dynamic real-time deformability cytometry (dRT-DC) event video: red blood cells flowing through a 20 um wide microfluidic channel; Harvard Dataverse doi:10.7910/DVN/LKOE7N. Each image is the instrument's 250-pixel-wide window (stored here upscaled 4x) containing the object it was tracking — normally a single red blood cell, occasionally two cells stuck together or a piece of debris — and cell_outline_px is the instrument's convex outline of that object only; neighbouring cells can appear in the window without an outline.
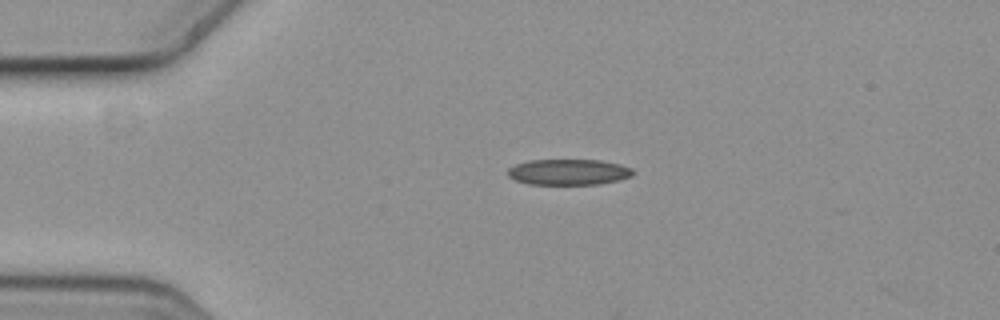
{"species": "common noctule bat (a hibernating species)", "species_latin": "Nyctalus noctula", "temperature_condition": "cold", "stored_images_in_passage": 4, "camera_frame_rate_fps": 3000, "um_per_image_px": 0.085, "animal": {"sex": "female", "body_mass_g": 19.3, "forearm_length_mm": 54.1}, "frame": {"image": 1, "passage_image": 2, "time_ms": 0.333, "image_size_px": [1000, 320], "cell_outline_px": [[636, 172], [632, 176], [620, 180], [600, 184], [528, 184], [516, 180], [508, 176], [508, 168], [516, 164], [528, 160], [600, 160], [620, 164], [632, 168]], "centroid_in_image_um": [48.37, 14.62], "position_along_channel_um": 36.6, "area_um2": 18.96}}